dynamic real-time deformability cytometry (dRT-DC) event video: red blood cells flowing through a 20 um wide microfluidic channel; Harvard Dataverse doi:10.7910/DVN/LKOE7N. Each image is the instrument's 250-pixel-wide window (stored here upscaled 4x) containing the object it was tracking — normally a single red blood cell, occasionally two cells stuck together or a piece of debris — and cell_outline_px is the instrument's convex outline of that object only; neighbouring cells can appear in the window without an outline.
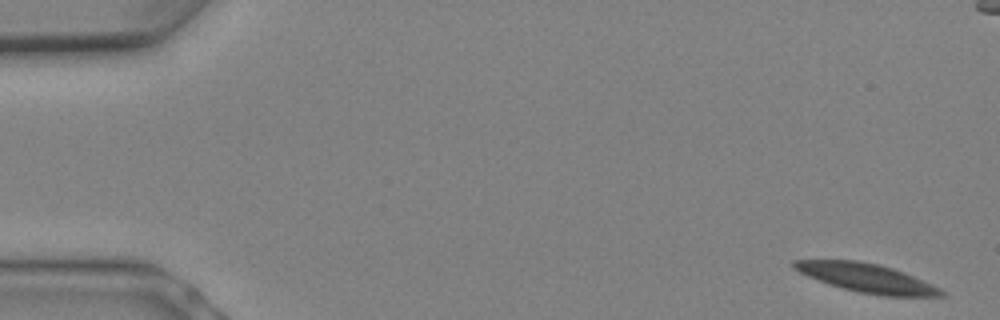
{"species": "Egyptian fruit bat (a non-hibernating species)", "species_latin": "Rousettus aegyptiacus", "temperature_condition": "warm", "stored_images_in_passage": 11, "camera_frame_rate_fps": 3000, "um_per_image_px": 0.085, "animal": {"sex": "female"}, "frame": {"image": 1, "passage_image": 1, "time_ms": 0.0, "image_size_px": [1000, 320], "cell_outline_px": [[944, 296], [884, 296], [860, 292], [828, 284], [808, 276], [792, 268], [792, 260], [856, 260], [876, 264], [892, 268], [904, 272], [940, 288], [944, 292]], "centroid_in_image_um": [73.64, 23.62], "position_along_channel_um": 11.4, "area_um2": 24.33}}
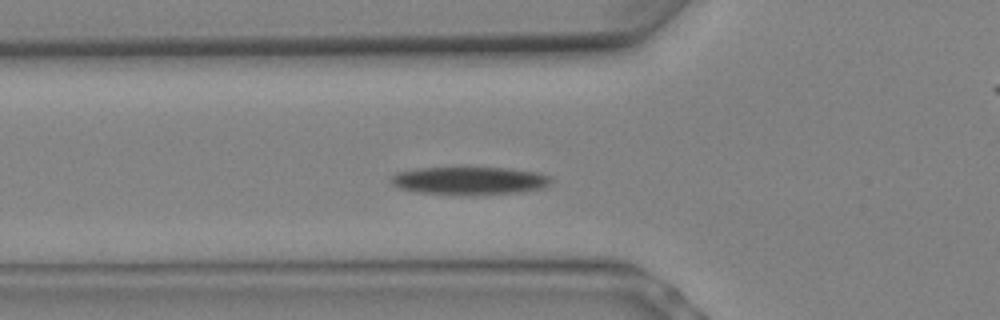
{"frame": {"image": 2, "passage_image": 8, "time_ms": 2.333, "image_size_px": [1000, 320], "cell_outline_px": [[552, 180], [548, 184], [540, 188], [520, 192], [420, 192], [400, 188], [392, 184], [388, 180], [396, 172], [416, 168], [464, 164], [512, 168], [540, 172], [552, 176]], "centroid_in_image_um": [39.9, 15.24], "position_along_channel_um": 85.9, "area_um2": 26.3}}